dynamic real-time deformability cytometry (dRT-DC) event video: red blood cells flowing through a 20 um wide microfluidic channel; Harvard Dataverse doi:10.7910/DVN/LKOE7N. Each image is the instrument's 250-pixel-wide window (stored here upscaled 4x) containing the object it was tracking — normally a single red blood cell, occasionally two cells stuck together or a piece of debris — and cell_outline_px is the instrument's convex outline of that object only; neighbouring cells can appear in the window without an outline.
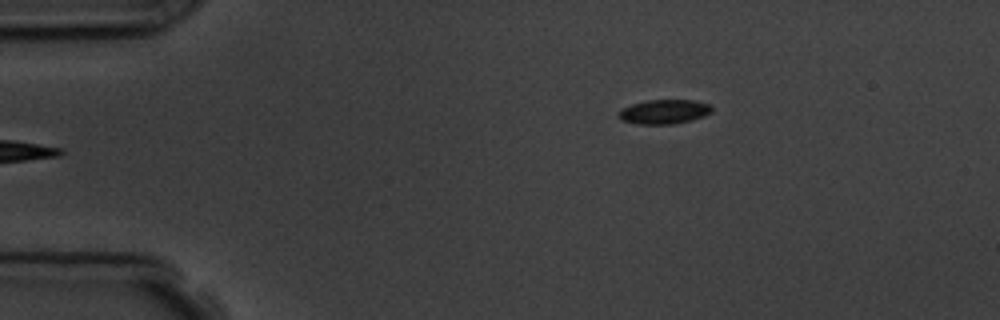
{"species": "common noctule bat (a hibernating species)", "species_latin": "Nyctalus noctula", "temperature_condition": "room temperature", "stored_images_in_passage": 3, "camera_frame_rate_fps": 3000, "um_per_image_px": 0.085, "animal": {"sex": "male", "body_mass_g": 19.5, "forearm_length_mm": 54.6}, "frame": {"image": 1, "passage_image": 3, "time_ms": 2.333, "image_size_px": [1000, 320], "cell_outline_px": [[712, 112], [704, 116], [692, 120], [672, 124], [636, 124], [620, 120], [616, 112], [632, 104], [648, 100], [692, 100], [708, 104], [712, 108]], "centroid_in_image_um": [56.42, 9.5], "position_along_channel_um": 28.6, "area_um2": 13.24}}